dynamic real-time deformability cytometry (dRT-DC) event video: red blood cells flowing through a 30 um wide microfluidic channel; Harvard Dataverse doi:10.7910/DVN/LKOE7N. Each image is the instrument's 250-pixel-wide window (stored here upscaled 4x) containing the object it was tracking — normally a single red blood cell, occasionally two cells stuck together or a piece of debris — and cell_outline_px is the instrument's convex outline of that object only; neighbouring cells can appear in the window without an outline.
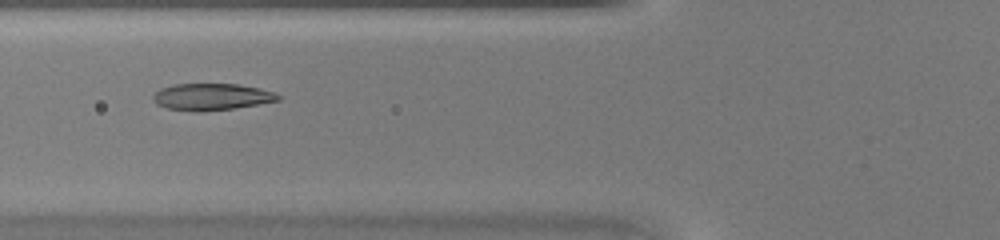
{"species": "common noctule bat (a hibernating species)", "species_latin": "Nyctalus noctula", "temperature_condition": "warm", "stored_images_in_passage": 31, "camera_frame_rate_fps": 3000, "um_per_image_px": 0.085, "animal": {"sex": "female", "body_mass_g": 20.0, "forearm_length_mm": 54.0}, "frame": {"image": 1, "passage_image": 4, "time_ms": 1.0, "image_size_px": [1000, 240], "cell_outline_px": [[280, 100], [232, 108], [200, 112], [196, 112], [168, 108], [156, 104], [152, 100], [152, 96], [160, 88], [172, 84], [240, 84], [260, 88], [276, 92], [280, 96]], "centroid_in_image_um": [17.96, 8.22], "position_along_channel_um": 107.8, "area_um2": 19.54}}
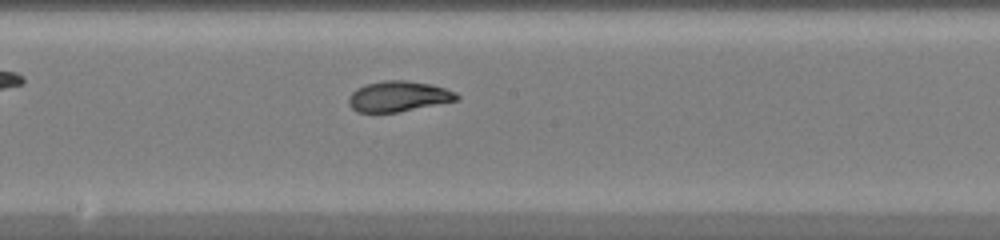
{"frame": {"image": 2, "passage_image": 11, "time_ms": 3.333, "image_size_px": [1000, 240], "cell_outline_px": [[460, 100], [396, 112], [356, 112], [348, 104], [348, 96], [356, 88], [368, 84], [384, 80], [408, 80], [432, 84], [456, 92], [460, 96]], "centroid_in_image_um": [33.88, 8.18], "position_along_channel_um": 214.3, "area_um2": 19.31}}
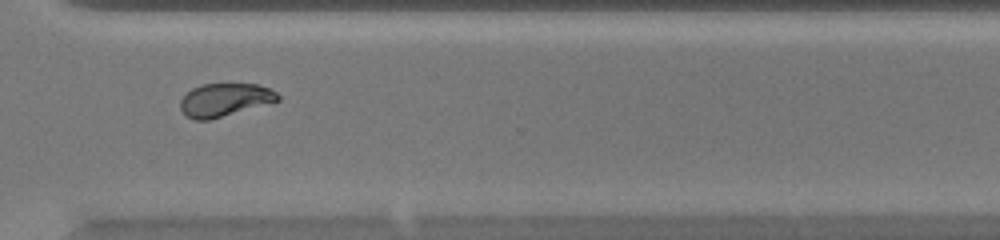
{"frame": {"image": 3, "passage_image": 20, "time_ms": 6.333, "image_size_px": [1000, 240], "cell_outline_px": [[280, 100], [208, 120], [196, 120], [188, 116], [180, 108], [180, 100], [192, 88], [204, 84], [256, 84], [268, 88], [276, 92], [280, 96]], "centroid_in_image_um": [19.09, 8.48], "position_along_channel_um": 351.5, "area_um2": 18.38}}